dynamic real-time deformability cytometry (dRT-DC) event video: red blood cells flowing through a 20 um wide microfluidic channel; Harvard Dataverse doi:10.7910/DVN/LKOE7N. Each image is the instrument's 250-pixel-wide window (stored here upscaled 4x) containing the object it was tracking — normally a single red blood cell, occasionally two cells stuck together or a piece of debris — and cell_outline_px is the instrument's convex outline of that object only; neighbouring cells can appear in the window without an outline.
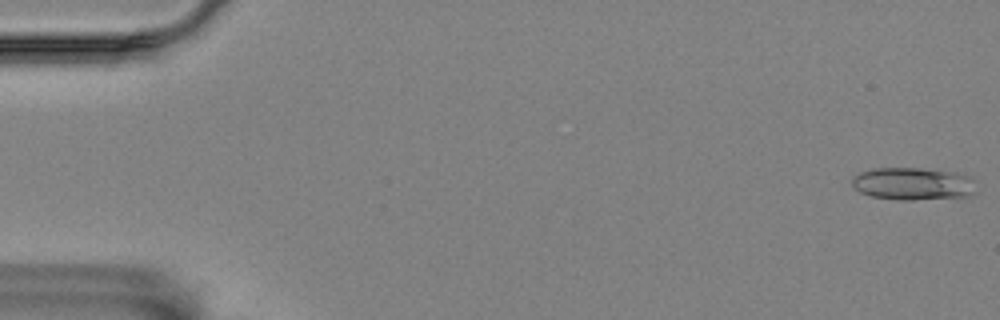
{"species": "Egyptian fruit bat (a non-hibernating species)", "species_latin": "Rousettus aegyptiacus", "temperature_condition": "room temperature", "stored_images_in_passage": 56, "camera_frame_rate_fps": 3000, "um_per_image_px": 0.085, "animal": {"sex": "female"}, "frame": {"image": 1, "passage_image": 1, "time_ms": 0.0, "image_size_px": [1000, 320], "cell_outline_px": [[976, 192], [964, 196], [912, 200], [896, 200], [872, 196], [860, 192], [852, 184], [852, 176], [860, 172], [872, 168], [920, 168], [956, 172], [968, 176], [972, 180]], "centroid_in_image_um": [77.56, 15.61], "position_along_channel_um": 7.4, "area_um2": 23.47}}
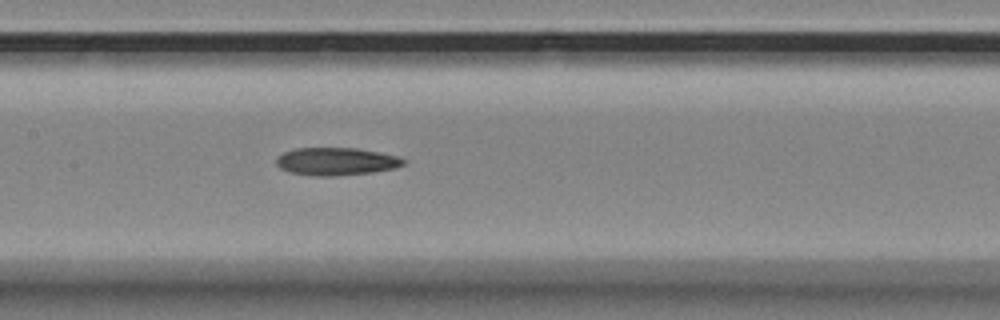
{"frame": {"image": 2, "passage_image": 27, "time_ms": 8.667, "image_size_px": [1000, 320], "cell_outline_px": [[408, 160], [404, 164], [392, 168], [372, 172], [332, 176], [312, 176], [288, 172], [280, 168], [276, 164], [276, 156], [284, 152], [296, 148], [356, 148], [396, 156]], "centroid_in_image_um": [28.51, 13.72], "position_along_channel_um": 178.9, "area_um2": 20.46}}
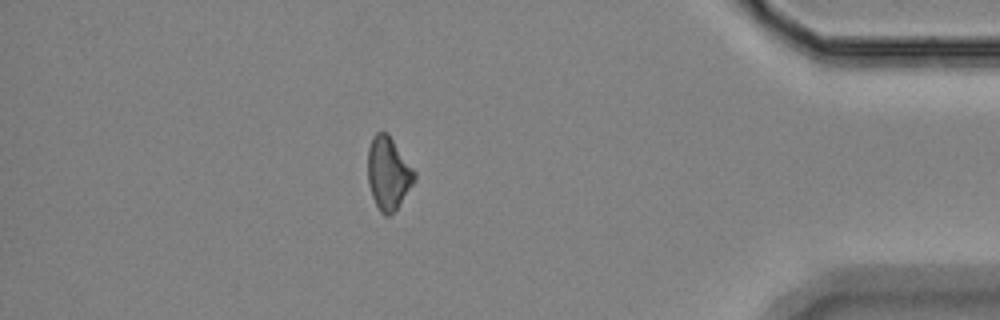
{"frame": {"image": 3, "passage_image": 49, "time_ms": 16.0, "image_size_px": [1000, 320], "cell_outline_px": [[416, 180], [396, 208], [388, 216], [384, 216], [380, 212], [372, 196], [368, 180], [368, 148], [372, 136], [376, 132], [388, 132], [416, 172]], "centroid_in_image_um": [33.01, 14.69], "position_along_channel_um": 402.2, "area_um2": 19.77}}